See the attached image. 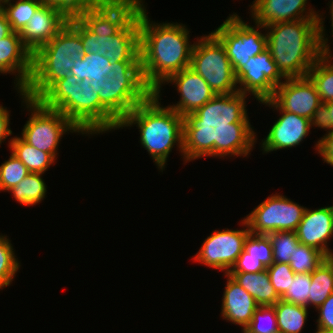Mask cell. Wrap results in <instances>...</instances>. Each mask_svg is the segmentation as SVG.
Wrapping results in <instances>:
<instances>
[{
    "mask_svg": "<svg viewBox=\"0 0 333 333\" xmlns=\"http://www.w3.org/2000/svg\"><path fill=\"white\" fill-rule=\"evenodd\" d=\"M241 92L218 94L201 108L183 116L184 164L202 157H248L257 134Z\"/></svg>",
    "mask_w": 333,
    "mask_h": 333,
    "instance_id": "6da1fadb",
    "label": "cell"
},
{
    "mask_svg": "<svg viewBox=\"0 0 333 333\" xmlns=\"http://www.w3.org/2000/svg\"><path fill=\"white\" fill-rule=\"evenodd\" d=\"M145 6L139 9L140 63L144 81L154 92L169 76L189 68L194 43L186 25L150 21Z\"/></svg>",
    "mask_w": 333,
    "mask_h": 333,
    "instance_id": "7a4b0ae2",
    "label": "cell"
},
{
    "mask_svg": "<svg viewBox=\"0 0 333 333\" xmlns=\"http://www.w3.org/2000/svg\"><path fill=\"white\" fill-rule=\"evenodd\" d=\"M38 100L45 107L60 111L88 138L118 130L120 125L101 105L99 94L88 78L79 81L69 74L56 81Z\"/></svg>",
    "mask_w": 333,
    "mask_h": 333,
    "instance_id": "3957f363",
    "label": "cell"
},
{
    "mask_svg": "<svg viewBox=\"0 0 333 333\" xmlns=\"http://www.w3.org/2000/svg\"><path fill=\"white\" fill-rule=\"evenodd\" d=\"M161 100L153 93L120 122L118 130L136 125L141 147L147 150L158 170L163 172L175 145L183 158V116L161 105Z\"/></svg>",
    "mask_w": 333,
    "mask_h": 333,
    "instance_id": "277c9868",
    "label": "cell"
},
{
    "mask_svg": "<svg viewBox=\"0 0 333 333\" xmlns=\"http://www.w3.org/2000/svg\"><path fill=\"white\" fill-rule=\"evenodd\" d=\"M267 49L285 78L304 77L322 55L317 19L265 26Z\"/></svg>",
    "mask_w": 333,
    "mask_h": 333,
    "instance_id": "5b68a950",
    "label": "cell"
},
{
    "mask_svg": "<svg viewBox=\"0 0 333 333\" xmlns=\"http://www.w3.org/2000/svg\"><path fill=\"white\" fill-rule=\"evenodd\" d=\"M145 0H96L68 24L80 35L86 54L104 56L110 36L117 34L139 11Z\"/></svg>",
    "mask_w": 333,
    "mask_h": 333,
    "instance_id": "8992f818",
    "label": "cell"
},
{
    "mask_svg": "<svg viewBox=\"0 0 333 333\" xmlns=\"http://www.w3.org/2000/svg\"><path fill=\"white\" fill-rule=\"evenodd\" d=\"M86 54L80 35L67 23L32 55V75L24 92L38 100L56 81L71 74L74 62Z\"/></svg>",
    "mask_w": 333,
    "mask_h": 333,
    "instance_id": "52a82bcc",
    "label": "cell"
},
{
    "mask_svg": "<svg viewBox=\"0 0 333 333\" xmlns=\"http://www.w3.org/2000/svg\"><path fill=\"white\" fill-rule=\"evenodd\" d=\"M105 81H90L101 105L120 123L154 92L145 83L140 62L111 63Z\"/></svg>",
    "mask_w": 333,
    "mask_h": 333,
    "instance_id": "ba28073f",
    "label": "cell"
},
{
    "mask_svg": "<svg viewBox=\"0 0 333 333\" xmlns=\"http://www.w3.org/2000/svg\"><path fill=\"white\" fill-rule=\"evenodd\" d=\"M17 90L23 106L30 113L21 132V138L31 146L50 153L56 160L63 135L82 132L60 111L45 107L39 100L28 98L24 90ZM25 104V105H24Z\"/></svg>",
    "mask_w": 333,
    "mask_h": 333,
    "instance_id": "9c48e42d",
    "label": "cell"
},
{
    "mask_svg": "<svg viewBox=\"0 0 333 333\" xmlns=\"http://www.w3.org/2000/svg\"><path fill=\"white\" fill-rule=\"evenodd\" d=\"M194 42L190 68L199 74L218 94L239 92L236 74L222 42L211 32L196 38Z\"/></svg>",
    "mask_w": 333,
    "mask_h": 333,
    "instance_id": "30bf717a",
    "label": "cell"
},
{
    "mask_svg": "<svg viewBox=\"0 0 333 333\" xmlns=\"http://www.w3.org/2000/svg\"><path fill=\"white\" fill-rule=\"evenodd\" d=\"M245 22L233 12L212 33L222 42L236 74L252 56L267 49V36L264 25ZM261 30V31H260Z\"/></svg>",
    "mask_w": 333,
    "mask_h": 333,
    "instance_id": "8fae6325",
    "label": "cell"
},
{
    "mask_svg": "<svg viewBox=\"0 0 333 333\" xmlns=\"http://www.w3.org/2000/svg\"><path fill=\"white\" fill-rule=\"evenodd\" d=\"M309 0H254L250 7V16L254 24L268 26L280 22L302 19H317L318 41L322 54H332L328 44L324 12L308 7ZM327 36V37H326Z\"/></svg>",
    "mask_w": 333,
    "mask_h": 333,
    "instance_id": "7c38bea8",
    "label": "cell"
},
{
    "mask_svg": "<svg viewBox=\"0 0 333 333\" xmlns=\"http://www.w3.org/2000/svg\"><path fill=\"white\" fill-rule=\"evenodd\" d=\"M306 207L290 198L274 193L268 196L246 217L250 233L268 235L276 231H295L303 218Z\"/></svg>",
    "mask_w": 333,
    "mask_h": 333,
    "instance_id": "4fadbf2b",
    "label": "cell"
},
{
    "mask_svg": "<svg viewBox=\"0 0 333 333\" xmlns=\"http://www.w3.org/2000/svg\"><path fill=\"white\" fill-rule=\"evenodd\" d=\"M240 222L242 229L214 230L204 239L199 251L192 257L193 261L227 274L244 250L245 239L250 233L245 218Z\"/></svg>",
    "mask_w": 333,
    "mask_h": 333,
    "instance_id": "5bb4252c",
    "label": "cell"
},
{
    "mask_svg": "<svg viewBox=\"0 0 333 333\" xmlns=\"http://www.w3.org/2000/svg\"><path fill=\"white\" fill-rule=\"evenodd\" d=\"M285 79L268 49L252 56L236 73L239 92L252 95L251 98H255L258 103L270 99L274 95L275 88Z\"/></svg>",
    "mask_w": 333,
    "mask_h": 333,
    "instance_id": "9a60e30c",
    "label": "cell"
},
{
    "mask_svg": "<svg viewBox=\"0 0 333 333\" xmlns=\"http://www.w3.org/2000/svg\"><path fill=\"white\" fill-rule=\"evenodd\" d=\"M259 104L268 106L273 111L279 112V116L281 115L273 123L267 136L259 143L263 154L299 146L312 129L308 118L281 110L271 99Z\"/></svg>",
    "mask_w": 333,
    "mask_h": 333,
    "instance_id": "2e32d148",
    "label": "cell"
},
{
    "mask_svg": "<svg viewBox=\"0 0 333 333\" xmlns=\"http://www.w3.org/2000/svg\"><path fill=\"white\" fill-rule=\"evenodd\" d=\"M281 110L309 120L322 103L314 83L308 76L286 78L270 98Z\"/></svg>",
    "mask_w": 333,
    "mask_h": 333,
    "instance_id": "e0dca14e",
    "label": "cell"
},
{
    "mask_svg": "<svg viewBox=\"0 0 333 333\" xmlns=\"http://www.w3.org/2000/svg\"><path fill=\"white\" fill-rule=\"evenodd\" d=\"M172 84L180 95L179 101L168 105L181 116L193 113L210 101L216 94L208 83L190 67L169 76L155 91L156 96H161L162 86ZM164 84V85H163Z\"/></svg>",
    "mask_w": 333,
    "mask_h": 333,
    "instance_id": "ac0fdd59",
    "label": "cell"
},
{
    "mask_svg": "<svg viewBox=\"0 0 333 333\" xmlns=\"http://www.w3.org/2000/svg\"><path fill=\"white\" fill-rule=\"evenodd\" d=\"M69 16L61 9L42 4L19 33L23 45L32 55L50 42L67 24Z\"/></svg>",
    "mask_w": 333,
    "mask_h": 333,
    "instance_id": "d6986e66",
    "label": "cell"
},
{
    "mask_svg": "<svg viewBox=\"0 0 333 333\" xmlns=\"http://www.w3.org/2000/svg\"><path fill=\"white\" fill-rule=\"evenodd\" d=\"M332 206L318 209L306 208L295 233L301 244L314 247L329 257L332 249L329 242L333 238ZM329 241V242H328Z\"/></svg>",
    "mask_w": 333,
    "mask_h": 333,
    "instance_id": "ffe728a7",
    "label": "cell"
},
{
    "mask_svg": "<svg viewBox=\"0 0 333 333\" xmlns=\"http://www.w3.org/2000/svg\"><path fill=\"white\" fill-rule=\"evenodd\" d=\"M14 75V88L24 90L32 75V53L23 45L19 33L0 40V75Z\"/></svg>",
    "mask_w": 333,
    "mask_h": 333,
    "instance_id": "44dd1931",
    "label": "cell"
},
{
    "mask_svg": "<svg viewBox=\"0 0 333 333\" xmlns=\"http://www.w3.org/2000/svg\"><path fill=\"white\" fill-rule=\"evenodd\" d=\"M226 285L222 296L221 318L242 327V331L252 320L258 308L254 298L227 273Z\"/></svg>",
    "mask_w": 333,
    "mask_h": 333,
    "instance_id": "7402d4cb",
    "label": "cell"
},
{
    "mask_svg": "<svg viewBox=\"0 0 333 333\" xmlns=\"http://www.w3.org/2000/svg\"><path fill=\"white\" fill-rule=\"evenodd\" d=\"M104 56L110 63L140 62L139 11L117 34L110 36L109 51Z\"/></svg>",
    "mask_w": 333,
    "mask_h": 333,
    "instance_id": "603a6c76",
    "label": "cell"
},
{
    "mask_svg": "<svg viewBox=\"0 0 333 333\" xmlns=\"http://www.w3.org/2000/svg\"><path fill=\"white\" fill-rule=\"evenodd\" d=\"M228 274L254 298L258 306H273L281 299L270 282L267 270L256 273L228 272Z\"/></svg>",
    "mask_w": 333,
    "mask_h": 333,
    "instance_id": "cb8c5ba5",
    "label": "cell"
},
{
    "mask_svg": "<svg viewBox=\"0 0 333 333\" xmlns=\"http://www.w3.org/2000/svg\"><path fill=\"white\" fill-rule=\"evenodd\" d=\"M10 153L17 157L30 171V173L44 174L50 166L57 163L50 154L38 150L25 142L19 135L8 139Z\"/></svg>",
    "mask_w": 333,
    "mask_h": 333,
    "instance_id": "d4e9b609",
    "label": "cell"
},
{
    "mask_svg": "<svg viewBox=\"0 0 333 333\" xmlns=\"http://www.w3.org/2000/svg\"><path fill=\"white\" fill-rule=\"evenodd\" d=\"M308 308L318 309L333 293V258H326L311 273Z\"/></svg>",
    "mask_w": 333,
    "mask_h": 333,
    "instance_id": "484cf974",
    "label": "cell"
},
{
    "mask_svg": "<svg viewBox=\"0 0 333 333\" xmlns=\"http://www.w3.org/2000/svg\"><path fill=\"white\" fill-rule=\"evenodd\" d=\"M273 306L279 333H302L308 321V308L281 299Z\"/></svg>",
    "mask_w": 333,
    "mask_h": 333,
    "instance_id": "4316f807",
    "label": "cell"
},
{
    "mask_svg": "<svg viewBox=\"0 0 333 333\" xmlns=\"http://www.w3.org/2000/svg\"><path fill=\"white\" fill-rule=\"evenodd\" d=\"M47 188L43 174L30 173L7 192L11 193L15 201L21 205L36 206L45 199Z\"/></svg>",
    "mask_w": 333,
    "mask_h": 333,
    "instance_id": "83f0119b",
    "label": "cell"
},
{
    "mask_svg": "<svg viewBox=\"0 0 333 333\" xmlns=\"http://www.w3.org/2000/svg\"><path fill=\"white\" fill-rule=\"evenodd\" d=\"M333 55L322 54L308 71L323 103L333 100Z\"/></svg>",
    "mask_w": 333,
    "mask_h": 333,
    "instance_id": "f1b7e54d",
    "label": "cell"
},
{
    "mask_svg": "<svg viewBox=\"0 0 333 333\" xmlns=\"http://www.w3.org/2000/svg\"><path fill=\"white\" fill-rule=\"evenodd\" d=\"M42 4L41 0H3L0 8L6 14L12 31L20 33Z\"/></svg>",
    "mask_w": 333,
    "mask_h": 333,
    "instance_id": "f546056e",
    "label": "cell"
},
{
    "mask_svg": "<svg viewBox=\"0 0 333 333\" xmlns=\"http://www.w3.org/2000/svg\"><path fill=\"white\" fill-rule=\"evenodd\" d=\"M71 74L79 81L88 78L90 81H105L106 75L112 70L110 61L98 53L85 54L83 59L76 60Z\"/></svg>",
    "mask_w": 333,
    "mask_h": 333,
    "instance_id": "4dcf8cb0",
    "label": "cell"
},
{
    "mask_svg": "<svg viewBox=\"0 0 333 333\" xmlns=\"http://www.w3.org/2000/svg\"><path fill=\"white\" fill-rule=\"evenodd\" d=\"M15 250L7 235L0 234V290L10 286L14 281L20 261L16 258Z\"/></svg>",
    "mask_w": 333,
    "mask_h": 333,
    "instance_id": "1f68e13d",
    "label": "cell"
},
{
    "mask_svg": "<svg viewBox=\"0 0 333 333\" xmlns=\"http://www.w3.org/2000/svg\"><path fill=\"white\" fill-rule=\"evenodd\" d=\"M326 258L318 249L300 243L290 257L289 265L295 274L312 273Z\"/></svg>",
    "mask_w": 333,
    "mask_h": 333,
    "instance_id": "d6a6232c",
    "label": "cell"
},
{
    "mask_svg": "<svg viewBox=\"0 0 333 333\" xmlns=\"http://www.w3.org/2000/svg\"><path fill=\"white\" fill-rule=\"evenodd\" d=\"M273 249V263H288L297 245L300 244L295 231H276L267 235Z\"/></svg>",
    "mask_w": 333,
    "mask_h": 333,
    "instance_id": "836d02e7",
    "label": "cell"
},
{
    "mask_svg": "<svg viewBox=\"0 0 333 333\" xmlns=\"http://www.w3.org/2000/svg\"><path fill=\"white\" fill-rule=\"evenodd\" d=\"M239 257H255L266 268L273 264V249L267 235L249 233L244 242V250Z\"/></svg>",
    "mask_w": 333,
    "mask_h": 333,
    "instance_id": "e575fe53",
    "label": "cell"
},
{
    "mask_svg": "<svg viewBox=\"0 0 333 333\" xmlns=\"http://www.w3.org/2000/svg\"><path fill=\"white\" fill-rule=\"evenodd\" d=\"M29 174L28 168L11 153L0 165V192H7Z\"/></svg>",
    "mask_w": 333,
    "mask_h": 333,
    "instance_id": "d590c367",
    "label": "cell"
},
{
    "mask_svg": "<svg viewBox=\"0 0 333 333\" xmlns=\"http://www.w3.org/2000/svg\"><path fill=\"white\" fill-rule=\"evenodd\" d=\"M242 333H278L274 306H258Z\"/></svg>",
    "mask_w": 333,
    "mask_h": 333,
    "instance_id": "8d00e7d4",
    "label": "cell"
},
{
    "mask_svg": "<svg viewBox=\"0 0 333 333\" xmlns=\"http://www.w3.org/2000/svg\"><path fill=\"white\" fill-rule=\"evenodd\" d=\"M311 283V273L295 274L289 290L281 297V300L308 308Z\"/></svg>",
    "mask_w": 333,
    "mask_h": 333,
    "instance_id": "74e56055",
    "label": "cell"
},
{
    "mask_svg": "<svg viewBox=\"0 0 333 333\" xmlns=\"http://www.w3.org/2000/svg\"><path fill=\"white\" fill-rule=\"evenodd\" d=\"M266 270L271 284L281 298L289 290L291 281L295 277V272L288 263H273Z\"/></svg>",
    "mask_w": 333,
    "mask_h": 333,
    "instance_id": "f35d334b",
    "label": "cell"
},
{
    "mask_svg": "<svg viewBox=\"0 0 333 333\" xmlns=\"http://www.w3.org/2000/svg\"><path fill=\"white\" fill-rule=\"evenodd\" d=\"M311 121V128L324 129L326 133L333 130V100L321 103L314 112Z\"/></svg>",
    "mask_w": 333,
    "mask_h": 333,
    "instance_id": "ab89813d",
    "label": "cell"
},
{
    "mask_svg": "<svg viewBox=\"0 0 333 333\" xmlns=\"http://www.w3.org/2000/svg\"><path fill=\"white\" fill-rule=\"evenodd\" d=\"M315 311L318 312L316 329L333 333V293Z\"/></svg>",
    "mask_w": 333,
    "mask_h": 333,
    "instance_id": "60d3db41",
    "label": "cell"
},
{
    "mask_svg": "<svg viewBox=\"0 0 333 333\" xmlns=\"http://www.w3.org/2000/svg\"><path fill=\"white\" fill-rule=\"evenodd\" d=\"M43 4L61 9L69 17L76 16L83 8L96 0H41Z\"/></svg>",
    "mask_w": 333,
    "mask_h": 333,
    "instance_id": "b9f144b4",
    "label": "cell"
},
{
    "mask_svg": "<svg viewBox=\"0 0 333 333\" xmlns=\"http://www.w3.org/2000/svg\"><path fill=\"white\" fill-rule=\"evenodd\" d=\"M322 160L333 167V130L323 135L314 145Z\"/></svg>",
    "mask_w": 333,
    "mask_h": 333,
    "instance_id": "7bdbcfd3",
    "label": "cell"
},
{
    "mask_svg": "<svg viewBox=\"0 0 333 333\" xmlns=\"http://www.w3.org/2000/svg\"><path fill=\"white\" fill-rule=\"evenodd\" d=\"M266 270V267L255 257H238L229 272L256 273Z\"/></svg>",
    "mask_w": 333,
    "mask_h": 333,
    "instance_id": "ee69618b",
    "label": "cell"
},
{
    "mask_svg": "<svg viewBox=\"0 0 333 333\" xmlns=\"http://www.w3.org/2000/svg\"><path fill=\"white\" fill-rule=\"evenodd\" d=\"M10 110L0 104V146L13 134L10 126Z\"/></svg>",
    "mask_w": 333,
    "mask_h": 333,
    "instance_id": "f6af8a7d",
    "label": "cell"
},
{
    "mask_svg": "<svg viewBox=\"0 0 333 333\" xmlns=\"http://www.w3.org/2000/svg\"><path fill=\"white\" fill-rule=\"evenodd\" d=\"M6 14L0 8V40L12 33Z\"/></svg>",
    "mask_w": 333,
    "mask_h": 333,
    "instance_id": "bcb514c9",
    "label": "cell"
},
{
    "mask_svg": "<svg viewBox=\"0 0 333 333\" xmlns=\"http://www.w3.org/2000/svg\"><path fill=\"white\" fill-rule=\"evenodd\" d=\"M329 5V11L330 12H328L329 13V15H330V21H331V30H332V36H333V0H331L329 3H328Z\"/></svg>",
    "mask_w": 333,
    "mask_h": 333,
    "instance_id": "7dc6e473",
    "label": "cell"
},
{
    "mask_svg": "<svg viewBox=\"0 0 333 333\" xmlns=\"http://www.w3.org/2000/svg\"><path fill=\"white\" fill-rule=\"evenodd\" d=\"M332 214H333V205H332ZM333 221V220H332ZM328 258H333V250L330 252V255Z\"/></svg>",
    "mask_w": 333,
    "mask_h": 333,
    "instance_id": "c3c4849f",
    "label": "cell"
},
{
    "mask_svg": "<svg viewBox=\"0 0 333 333\" xmlns=\"http://www.w3.org/2000/svg\"><path fill=\"white\" fill-rule=\"evenodd\" d=\"M315 333H332V332H323L317 329V331H315Z\"/></svg>",
    "mask_w": 333,
    "mask_h": 333,
    "instance_id": "681fc988",
    "label": "cell"
}]
</instances>
